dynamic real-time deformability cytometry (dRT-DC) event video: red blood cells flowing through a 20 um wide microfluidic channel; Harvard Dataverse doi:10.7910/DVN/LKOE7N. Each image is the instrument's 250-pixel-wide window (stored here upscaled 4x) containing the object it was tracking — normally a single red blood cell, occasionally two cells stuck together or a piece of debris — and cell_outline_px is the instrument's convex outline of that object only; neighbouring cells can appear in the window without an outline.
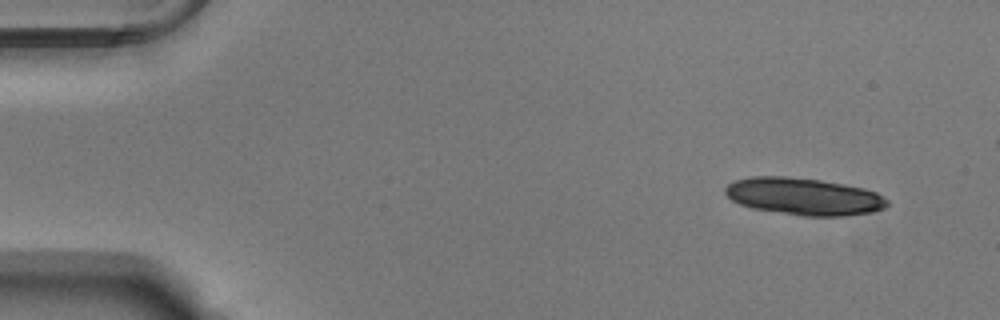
{"species": "Egyptian fruit bat (a non-hibernating species)", "species_latin": "Rousettus aegyptiacus", "temperature_condition": "warm", "stored_images_in_passage": 39, "camera_frame_rate_fps": 3000, "um_per_image_px": 0.085, "animal": {"sex": "male"}, "frame": {"image": 1, "passage_image": 1, "time_ms": 0.0, "image_size_px": [1000, 320], "cell_outline_px": [[888, 204], [884, 208], [872, 212], [844, 216], [804, 216], [752, 208], [740, 204], [732, 200], [724, 192], [724, 188], [728, 184], [736, 180], [752, 176], [784, 176], [820, 180], [844, 184], [864, 188], [876, 192], [884, 196], [888, 200]], "centroid_in_image_um": [68.34, 16.7], "position_along_channel_um": 16.7, "area_um2": 35.08}}
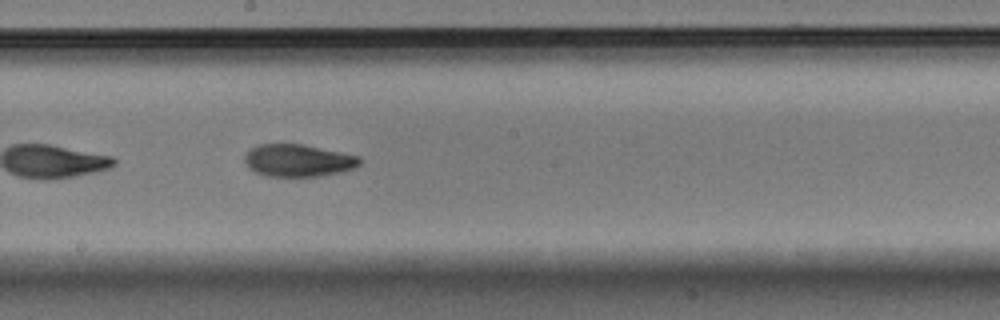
{"frame": {"image": 2, "passage_image": 27, "time_ms": 8.667, "image_size_px": [1000, 320], "cell_outline_px": [[360, 164], [356, 168], [340, 172], [316, 176], [268, 176], [256, 172], [248, 168], [244, 160], [244, 156], [252, 148], [260, 144], [304, 144], [360, 156]], "centroid_in_image_um": [25.36, 13.63], "position_along_channel_um": 222.8, "area_um2": 21.62}}
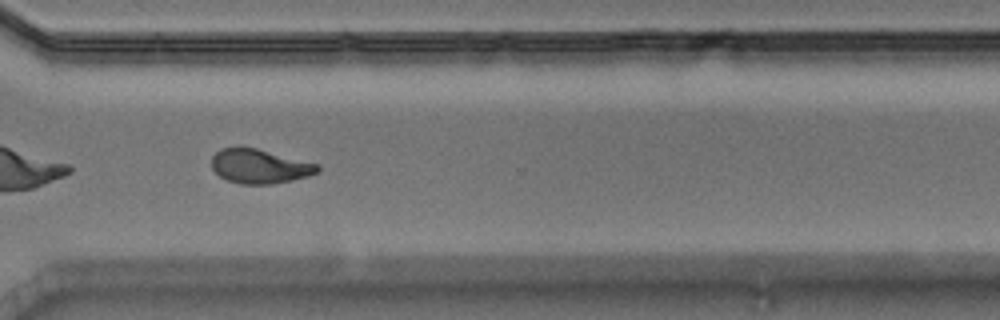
{"frame": {"image": 3, "passage_image": 37, "time_ms": 12.0, "image_size_px": [1000, 320], "cell_outline_px": [[320, 172], [308, 176], [292, 180], [272, 184], [240, 184], [228, 180], [220, 176], [212, 168], [212, 156], [220, 148], [256, 148], [320, 164]], "centroid_in_image_um": [22.11, 14.14], "position_along_channel_um": 348.5, "area_um2": 21.1}, "authors_computed_cell_mechanics": {"area_um2": 22.1374, "velocity_mm_per_s": 3.7768, "shape_relaxation_time_tau1_ms": 4.8323, "shape_relaxation_time_tau2_ms": 2.0231, "deformation_change_tau1": 0.172, "deformation_change_tau2": 0.0755}}